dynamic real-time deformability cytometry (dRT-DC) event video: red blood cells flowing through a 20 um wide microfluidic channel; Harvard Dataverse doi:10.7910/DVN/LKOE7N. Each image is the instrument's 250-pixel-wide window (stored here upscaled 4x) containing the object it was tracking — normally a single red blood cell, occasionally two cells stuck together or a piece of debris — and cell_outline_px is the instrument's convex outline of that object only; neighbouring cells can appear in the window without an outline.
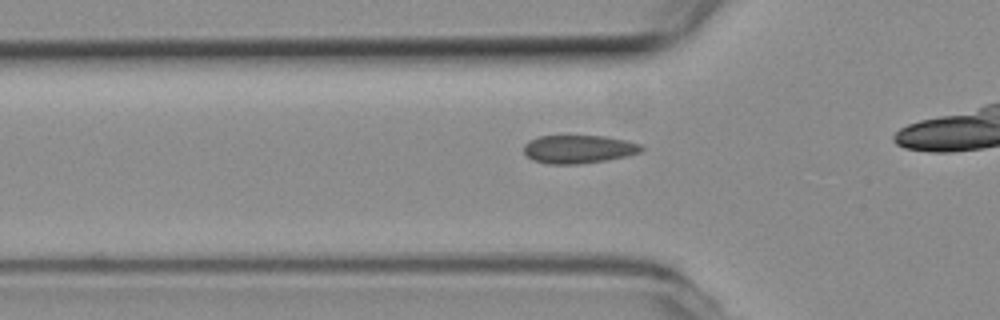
{"species": "common noctule bat (a hibernating species)", "species_latin": "Nyctalus noctula", "temperature_condition": "room temperature", "stored_images_in_passage": 17, "camera_frame_rate_fps": 3000, "um_per_image_px": 0.085, "animal": {"sex": "female", "body_mass_g": 19.3, "forearm_length_mm": 54.1}, "frame": {"image": 1, "passage_image": 8, "time_ms": 2.333, "image_size_px": [1000, 320], "cell_outline_px": [[644, 148], [640, 152], [628, 156], [608, 160], [580, 164], [548, 164], [532, 160], [524, 152], [524, 144], [528, 140], [540, 136], [604, 136], [624, 140], [640, 144]], "centroid_in_image_um": [49.17, 12.69], "position_along_channel_um": 76.6, "area_um2": 19.42}}
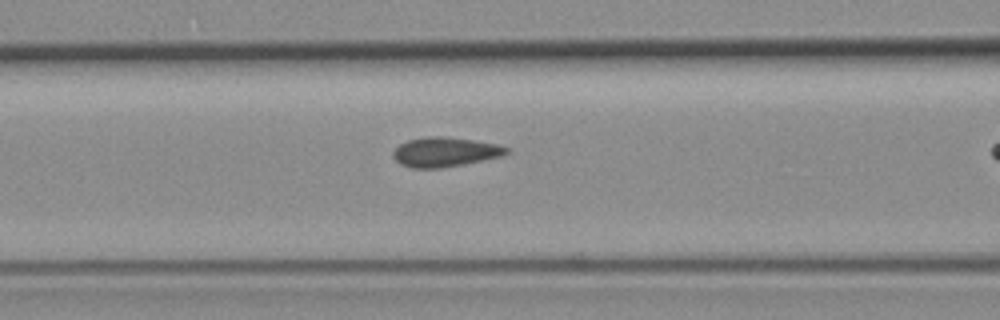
{"frame": {"image": 2, "passage_image": 12, "time_ms": 3.667, "image_size_px": [1000, 320], "cell_outline_px": [[508, 152], [500, 156], [464, 164], [440, 168], [412, 168], [400, 164], [392, 156], [392, 152], [400, 144], [408, 140], [428, 136], [440, 136], [472, 140], [496, 144], [508, 148]], "centroid_in_image_um": [37.77, 12.92], "position_along_channel_um": 128.8, "area_um2": 19.25}}
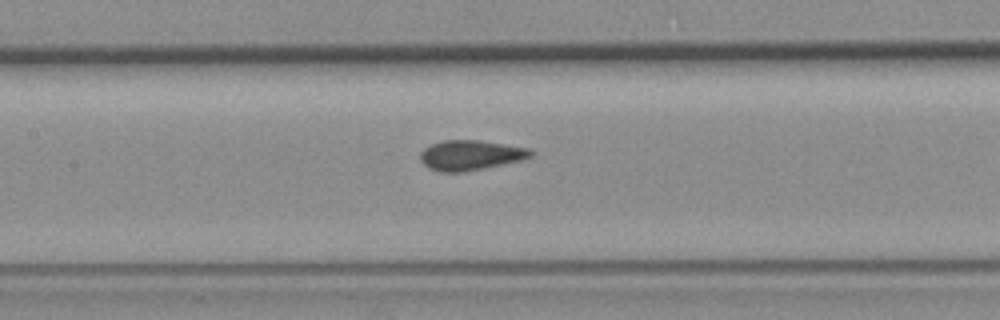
{"frame": {"image": 3, "passage_image": 15, "time_ms": 4.667, "image_size_px": [1000, 320], "cell_outline_px": [[536, 152], [532, 156], [524, 160], [464, 172], [440, 172], [424, 164], [420, 160], [420, 152], [424, 148], [432, 144], [444, 140], [480, 140], [528, 148]], "centroid_in_image_um": [40.03, 13.19], "position_along_channel_um": 167.4, "area_um2": 19.36}}